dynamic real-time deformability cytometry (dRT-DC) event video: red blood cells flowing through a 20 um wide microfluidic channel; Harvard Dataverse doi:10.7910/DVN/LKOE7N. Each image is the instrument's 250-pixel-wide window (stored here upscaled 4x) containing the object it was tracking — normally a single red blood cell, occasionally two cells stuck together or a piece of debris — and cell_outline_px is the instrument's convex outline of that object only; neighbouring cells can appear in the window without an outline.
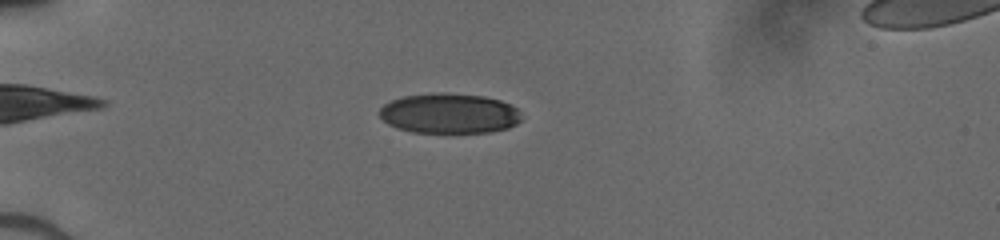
{"species": "human", "species_latin": "Homo sapiens", "temperature_condition": "cold", "stored_images_in_passage": 52, "camera_frame_rate_fps": 3000, "um_per_image_px": 0.085, "donor": {"sex": "male"}, "frame": {"image": 1, "passage_image": 16, "time_ms": 5.0, "image_size_px": [1000, 240], "cell_outline_px": [[520, 120], [516, 124], [508, 128], [488, 132], [412, 132], [396, 128], [388, 124], [376, 112], [384, 104], [392, 100], [404, 96], [432, 92], [448, 92], [484, 96], [500, 100], [516, 108], [520, 112]], "centroid_in_image_um": [38.15, 9.62], "position_along_channel_um": 46.9, "area_um2": 33.35}}
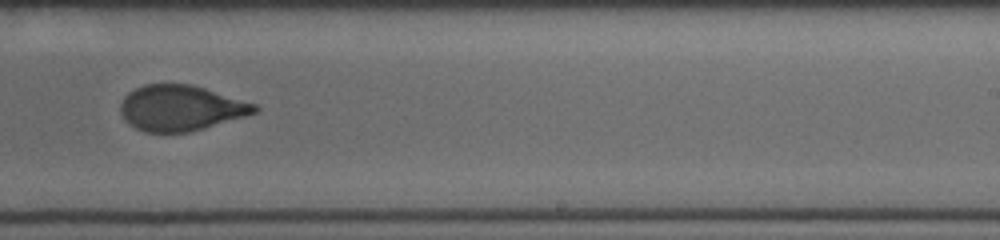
{"frame": {"image": 2, "passage_image": 35, "time_ms": 11.333, "image_size_px": [1000, 240], "cell_outline_px": [[260, 108], [256, 112], [244, 116], [204, 128], [188, 132], [144, 132], [128, 124], [120, 112], [120, 104], [124, 96], [128, 92], [144, 84], [192, 84], [256, 104]], "centroid_in_image_um": [15.33, 9.17], "position_along_channel_um": 273.7, "area_um2": 35.49}}
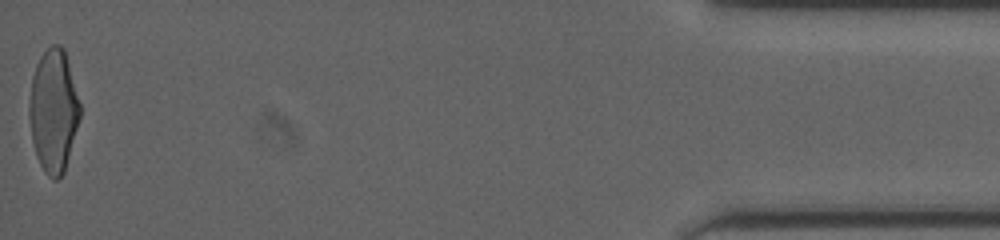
{"frame": {"image": 3, "passage_image": 52, "time_ms": 17.0, "image_size_px": [1000, 240], "cell_outline_px": [[80, 120], [64, 172], [56, 180], [52, 180], [44, 172], [36, 156], [32, 140], [28, 116], [28, 104], [32, 76], [36, 64], [40, 56], [52, 44], [60, 44], [64, 48], [80, 104]], "centroid_in_image_um": [4.53, 9.43], "position_along_channel_um": 430.7, "area_um2": 36.53}}